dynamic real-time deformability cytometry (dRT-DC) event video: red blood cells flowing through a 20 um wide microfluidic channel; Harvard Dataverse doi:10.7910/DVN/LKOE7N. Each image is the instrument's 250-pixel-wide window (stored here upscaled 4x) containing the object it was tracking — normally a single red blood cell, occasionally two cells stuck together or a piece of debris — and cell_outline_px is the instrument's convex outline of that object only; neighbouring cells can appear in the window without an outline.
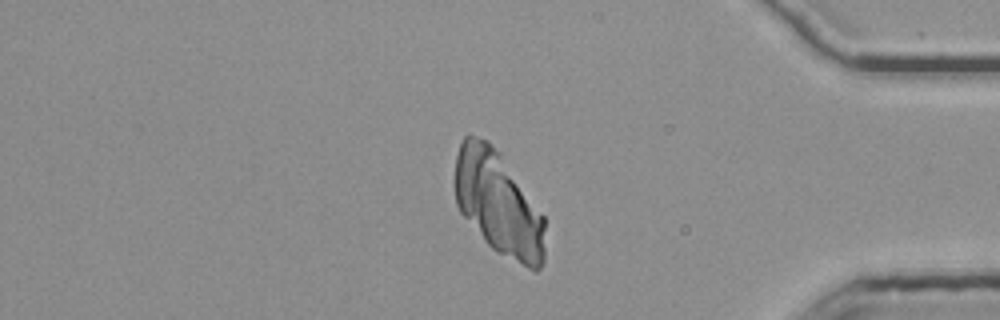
{"species": "common noctule bat (a hibernating species)", "species_latin": "Nyctalus noctula", "temperature_condition": "room temperature", "stored_images_in_passage": 52, "camera_frame_rate_fps": 3000, "um_per_image_px": 0.085, "animal": {"sex": "female", "body_mass_g": 25.1}, "frame": {"image": 1, "passage_image": 46, "time_ms": 15.0, "image_size_px": [1000, 320], "cell_outline_px": [[544, 264], [536, 272], [496, 252], [484, 240], [460, 212], [456, 204], [456, 156], [460, 144], [464, 136], [468, 132], [488, 140], [500, 152], [544, 216]], "centroid_in_image_um": [42.36, 17.28], "position_along_channel_um": 392.8, "area_um2": 54.68}}